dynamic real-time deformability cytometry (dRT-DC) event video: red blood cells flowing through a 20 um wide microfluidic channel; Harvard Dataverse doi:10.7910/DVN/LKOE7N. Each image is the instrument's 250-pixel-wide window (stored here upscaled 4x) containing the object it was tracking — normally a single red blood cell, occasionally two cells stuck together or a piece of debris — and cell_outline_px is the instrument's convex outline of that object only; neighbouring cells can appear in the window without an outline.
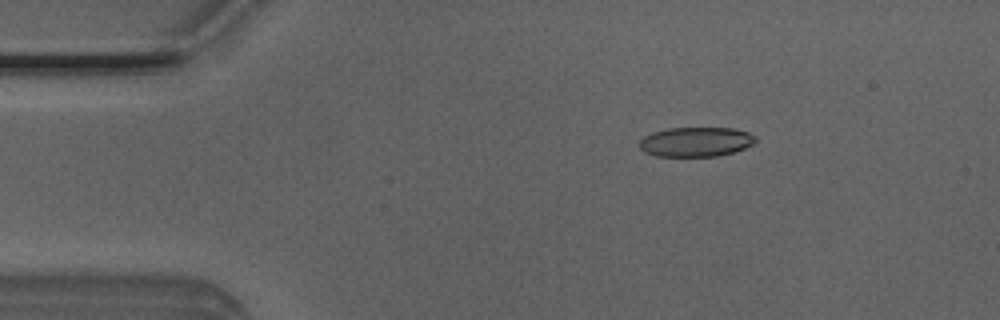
{"species": "Egyptian fruit bat (a non-hibernating species)", "species_latin": "Rousettus aegyptiacus", "temperature_condition": "room temperature", "stored_images_in_passage": 44, "camera_frame_rate_fps": 3000, "um_per_image_px": 0.085, "animal": {"sex": "male"}, "frame": {"image": 1, "passage_image": 2, "time_ms": 0.333, "image_size_px": [1000, 320], "cell_outline_px": [[756, 140], [752, 144], [744, 148], [732, 152], [716, 156], [656, 156], [644, 152], [640, 148], [640, 140], [644, 136], [652, 132], [668, 128], [732, 128], [748, 132], [756, 136]], "centroid_in_image_um": [59.13, 12.05], "position_along_channel_um": 25.9, "area_um2": 19.94}}
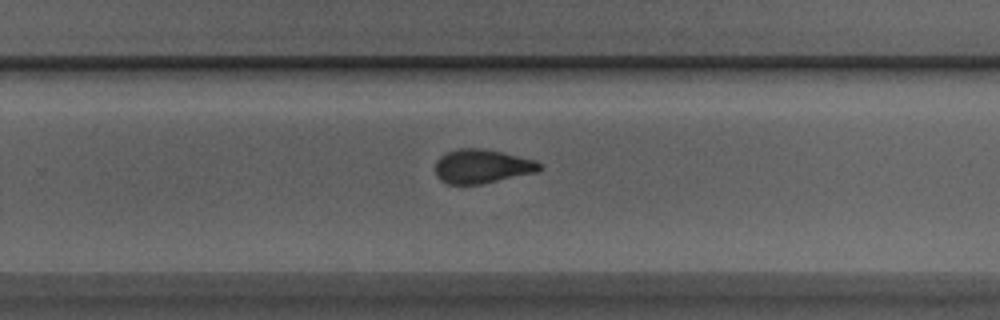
{"frame": {"image": 2, "passage_image": 26, "time_ms": 8.333, "image_size_px": [1000, 320], "cell_outline_px": [[544, 164], [536, 172], [480, 184], [448, 184], [440, 180], [436, 176], [436, 160], [440, 156], [448, 152], [460, 148], [480, 148], [504, 152], [536, 160]], "centroid_in_image_um": [40.98, 14.13], "position_along_channel_um": 288.8, "area_um2": 20.63}}
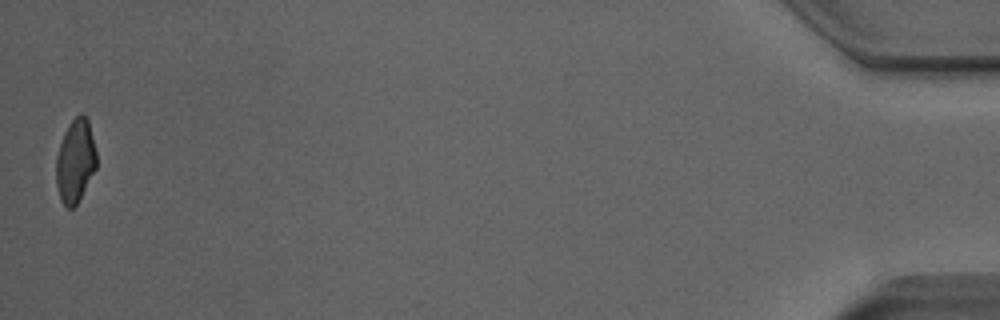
{"frame": {"image": 3, "passage_image": 44, "time_ms": 14.333, "image_size_px": [1000, 320], "cell_outline_px": [[96, 168], [76, 204], [72, 208], [68, 208], [60, 200], [56, 184], [56, 156], [64, 132], [68, 124], [80, 112], [88, 120], [96, 152]], "centroid_in_image_um": [6.38, 13.67], "position_along_channel_um": 428.8, "area_um2": 19.36}, "authors_computed_cell_mechanics": {"area_um2": 21.097, "velocity_mm_per_s": 4.0408, "shape_relaxation_time_tau1_ms": 8.2839, "shape_relaxation_time_tau2_ms": 1.6996, "deformation_change_tau1": 0.2224, "deformation_change_tau2": 0.0887}}